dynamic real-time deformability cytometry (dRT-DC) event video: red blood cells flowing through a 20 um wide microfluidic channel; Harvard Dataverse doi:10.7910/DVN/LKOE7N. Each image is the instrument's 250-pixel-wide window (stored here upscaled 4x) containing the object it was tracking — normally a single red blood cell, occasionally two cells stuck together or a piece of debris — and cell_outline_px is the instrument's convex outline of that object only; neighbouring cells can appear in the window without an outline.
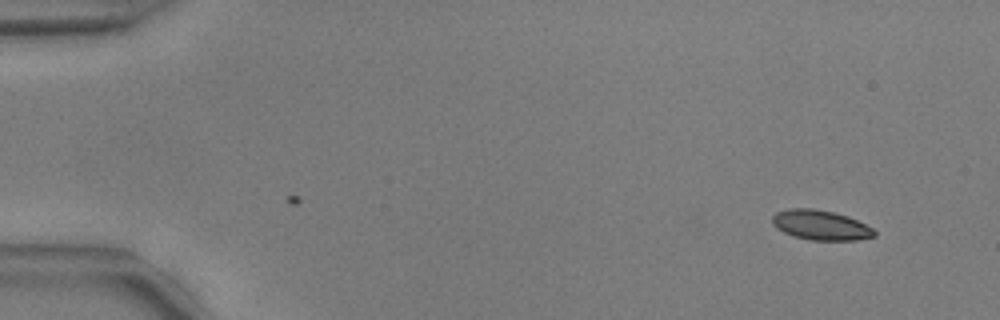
{"species": "common noctule bat (a hibernating species)", "species_latin": "Nyctalus noctula", "temperature_condition": "warm", "stored_images_in_passage": 51, "camera_frame_rate_fps": 3000, "um_per_image_px": 0.085, "animal": {"sex": "male", "body_mass_g": 17.9, "forearm_length_mm": 54.2}, "frame": {"image": 1, "passage_image": 1, "time_ms": 0.0, "image_size_px": [1000, 320], "cell_outline_px": [[876, 236], [856, 240], [808, 240], [792, 236], [776, 228], [772, 224], [772, 216], [776, 212], [788, 208], [812, 208], [832, 212], [848, 216], [872, 228], [876, 232]], "centroid_in_image_um": [69.72, 19.13], "position_along_channel_um": 15.3, "area_um2": 17.8}}
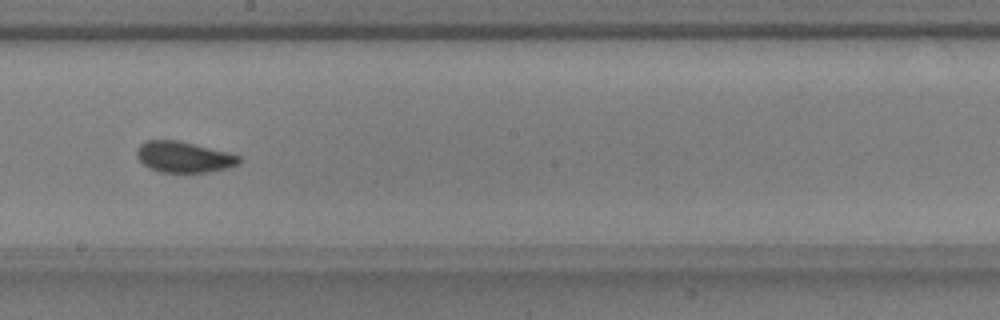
{"frame": {"image": 2, "passage_image": 28, "time_ms": 9.0, "image_size_px": [1000, 320], "cell_outline_px": [[240, 160], [236, 164], [228, 168], [208, 172], [160, 172], [148, 168], [136, 156], [136, 148], [140, 144], [148, 140], [180, 140], [228, 152], [240, 156]], "centroid_in_image_um": [15.59, 13.34], "position_along_channel_um": 232.6, "area_um2": 18.5}}
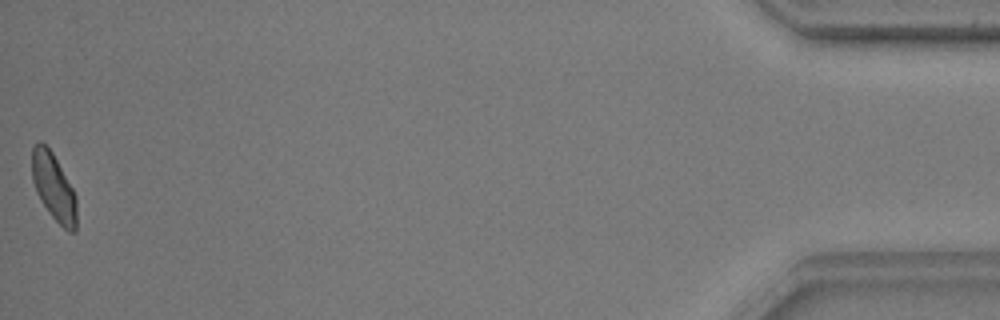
{"frame": {"image": 3, "passage_image": 51, "time_ms": 16.667, "image_size_px": [1000, 320], "cell_outline_px": [[76, 232], [68, 232], [52, 216], [40, 200], [36, 192], [32, 180], [32, 148], [40, 140], [52, 152], [72, 188], [76, 196]], "centroid_in_image_um": [4.55, 15.92], "position_along_channel_um": 430.6, "area_um2": 17.28}, "authors_computed_cell_mechanics": {"area_um2": 18.207, "velocity_mm_per_s": 3.7549, "shape_relaxation_time_tau1_ms": 6.6615, "shape_relaxation_time_tau2_ms": 1.0994, "deformation_change_tau1": 0.134, "deformation_change_tau2": 0.0516}}